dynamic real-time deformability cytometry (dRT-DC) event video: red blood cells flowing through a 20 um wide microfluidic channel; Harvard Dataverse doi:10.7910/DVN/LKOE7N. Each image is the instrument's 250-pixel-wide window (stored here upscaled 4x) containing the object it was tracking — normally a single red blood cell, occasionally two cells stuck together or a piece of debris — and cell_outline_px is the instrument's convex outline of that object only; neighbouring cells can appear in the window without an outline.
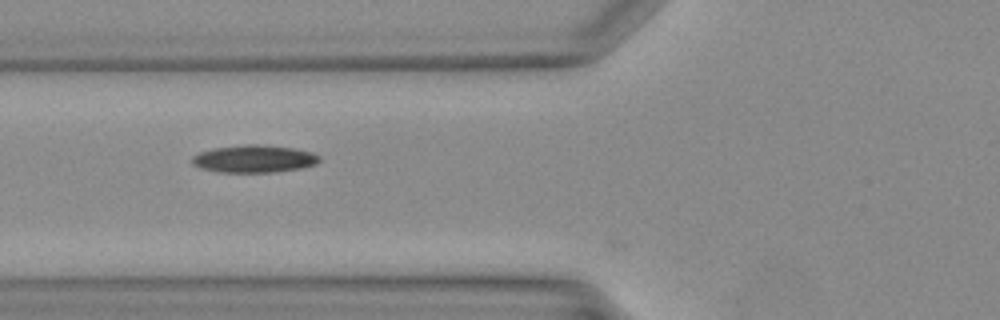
{"species": "Egyptian fruit bat (a non-hibernating species)", "species_latin": "Rousettus aegyptiacus", "temperature_condition": "warm", "stored_images_in_passage": 28, "camera_frame_rate_fps": 3000, "um_per_image_px": 0.085, "animal": {"sex": "female"}, "frame": {"image": 1, "passage_image": 6, "time_ms": 1.667, "image_size_px": [1000, 320], "cell_outline_px": [[320, 160], [316, 164], [300, 168], [276, 172], [216, 172], [200, 168], [192, 164], [192, 156], [200, 152], [212, 148], [248, 144], [256, 144], [292, 148], [312, 152], [320, 156]], "centroid_in_image_um": [21.57, 13.5], "position_along_channel_um": 104.2, "area_um2": 20.4}}
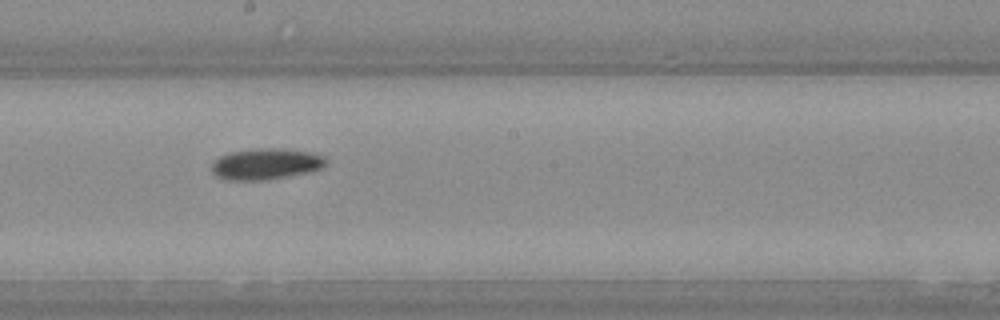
{"frame": {"image": 2, "passage_image": 13, "time_ms": 4.0, "image_size_px": [1000, 320], "cell_outline_px": [[324, 164], [320, 168], [308, 172], [268, 180], [228, 180], [216, 176], [212, 172], [212, 164], [220, 156], [232, 152], [260, 148], [280, 148], [312, 152], [324, 156]], "centroid_in_image_um": [22.58, 13.94], "position_along_channel_um": 225.6, "area_um2": 20.52}}
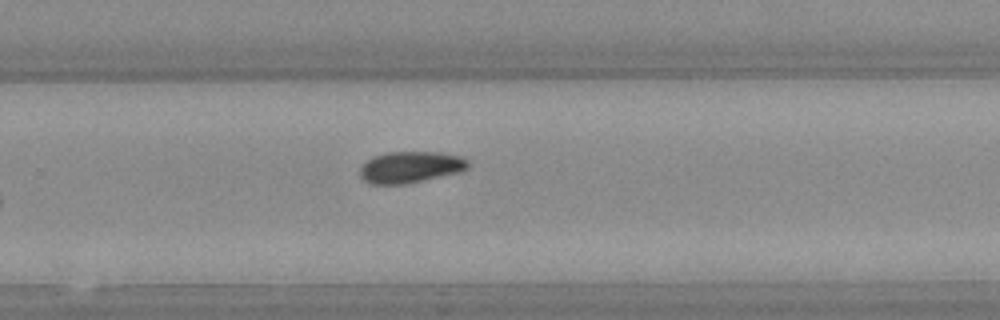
{"frame": {"image": 3, "passage_image": 17, "time_ms": 5.333, "image_size_px": [1000, 320], "cell_outline_px": [[468, 168], [460, 172], [404, 184], [368, 184], [360, 176], [360, 164], [372, 156], [388, 152], [440, 152], [460, 156], [468, 160]], "centroid_in_image_um": [34.84, 14.2], "position_along_channel_um": 295.0, "area_um2": 19.94}}